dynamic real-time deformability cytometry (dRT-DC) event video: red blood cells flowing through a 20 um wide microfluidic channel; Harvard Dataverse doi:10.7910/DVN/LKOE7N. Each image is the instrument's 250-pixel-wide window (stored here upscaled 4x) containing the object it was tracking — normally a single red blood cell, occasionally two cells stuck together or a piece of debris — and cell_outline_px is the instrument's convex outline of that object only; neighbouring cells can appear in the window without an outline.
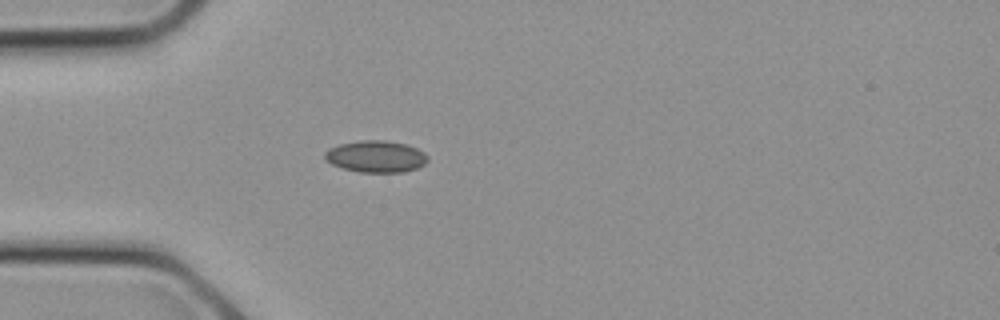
{"species": "common noctule bat (a hibernating species)", "species_latin": "Nyctalus noctula", "temperature_condition": "cold", "stored_images_in_passage": 5, "camera_frame_rate_fps": 3000, "um_per_image_px": 0.085, "animal": {"sex": "female", "body_mass_g": 21.9}, "frame": {"image": 1, "passage_image": 3, "time_ms": 0.667, "image_size_px": [1000, 320], "cell_outline_px": [[428, 160], [424, 164], [416, 168], [404, 172], [360, 172], [344, 168], [332, 164], [324, 160], [324, 152], [340, 144], [360, 140], [384, 140], [408, 144], [424, 152], [428, 156]], "centroid_in_image_um": [31.97, 13.3], "position_along_channel_um": 53.0, "area_um2": 19.02}}
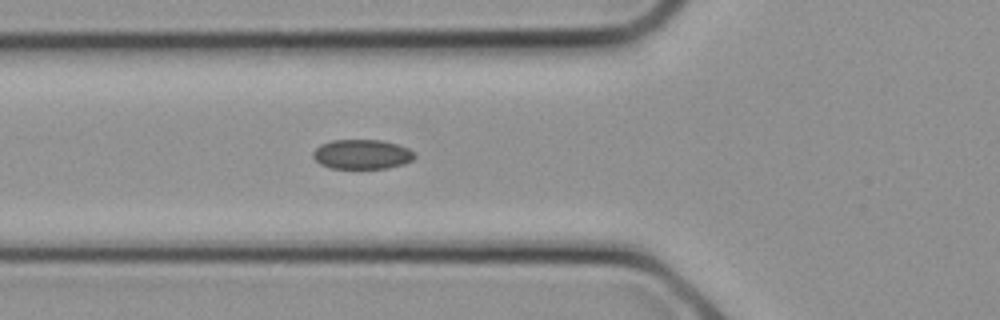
{"frame": {"image": 2, "passage_image": 5, "time_ms": 1.333, "image_size_px": [1000, 320], "cell_outline_px": [[416, 156], [412, 160], [404, 164], [384, 168], [332, 168], [320, 164], [312, 156], [312, 152], [320, 144], [332, 140], [384, 140], [408, 148]], "centroid_in_image_um": [30.75, 13.11], "position_along_channel_um": 95.1, "area_um2": 17.46}}